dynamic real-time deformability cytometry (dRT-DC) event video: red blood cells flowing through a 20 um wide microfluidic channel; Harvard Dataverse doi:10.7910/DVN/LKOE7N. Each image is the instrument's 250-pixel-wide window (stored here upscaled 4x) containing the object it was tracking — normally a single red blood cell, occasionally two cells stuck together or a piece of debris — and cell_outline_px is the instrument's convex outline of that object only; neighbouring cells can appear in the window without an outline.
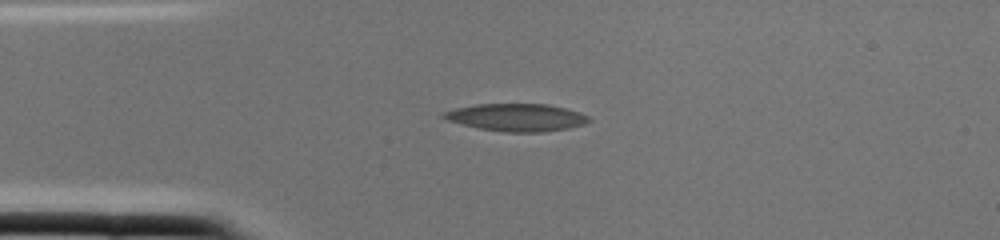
{"species": "common noctule bat (a hibernating species)", "species_latin": "Nyctalus noctula", "temperature_condition": "cold", "stored_images_in_passage": 2, "camera_frame_rate_fps": 3000, "um_per_image_px": 0.085, "animal": {"sex": "female", "body_mass_g": 22.0, "forearm_length_mm": 56.7}, "frame": {"image": 1, "passage_image": 2, "time_ms": 0.333, "image_size_px": [1000, 240], "cell_outline_px": [[592, 120], [584, 124], [568, 128], [540, 132], [504, 132], [480, 128], [448, 120], [440, 116], [440, 112], [456, 108], [476, 104], [548, 104], [580, 112], [588, 116]], "centroid_in_image_um": [43.91, 9.97], "position_along_channel_um": 41.1, "area_um2": 23.18}}